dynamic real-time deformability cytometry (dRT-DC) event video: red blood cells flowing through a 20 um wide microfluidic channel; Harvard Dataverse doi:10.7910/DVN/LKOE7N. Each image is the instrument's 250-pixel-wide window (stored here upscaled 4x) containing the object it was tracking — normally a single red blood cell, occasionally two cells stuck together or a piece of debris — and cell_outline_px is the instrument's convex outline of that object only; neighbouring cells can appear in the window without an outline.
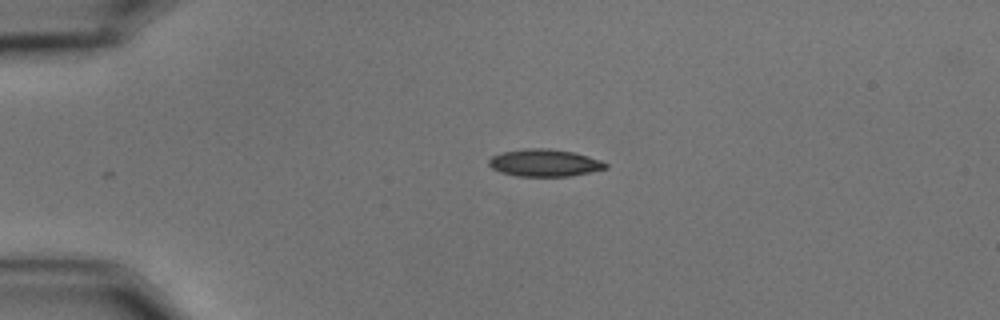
{"species": "common noctule bat (a hibernating species)", "species_latin": "Nyctalus noctula", "temperature_condition": "cold", "stored_images_in_passage": 45, "camera_frame_rate_fps": 3000, "um_per_image_px": 0.085, "animal": {"sex": "male", "body_mass_g": 15.6}, "frame": {"image": 1, "passage_image": 1, "time_ms": 0.0, "image_size_px": [1000, 320], "cell_outline_px": [[608, 168], [568, 176], [516, 176], [500, 172], [492, 168], [488, 164], [488, 160], [492, 156], [500, 152], [524, 148], [548, 148], [572, 152], [588, 156], [600, 160], [608, 164]], "centroid_in_image_um": [46.24, 13.83], "position_along_channel_um": 38.8, "area_um2": 18.55}}
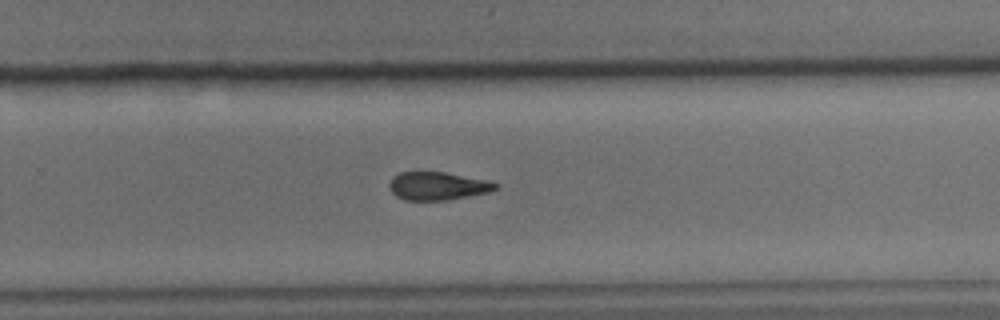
{"frame": {"image": 2, "passage_image": 26, "time_ms": 8.333, "image_size_px": [1000, 320], "cell_outline_px": [[500, 184], [496, 188], [488, 192], [444, 200], [404, 200], [396, 196], [388, 188], [388, 184], [392, 176], [400, 172], [444, 172], [484, 180]], "centroid_in_image_um": [37.12, 15.8], "position_along_channel_um": 292.7, "area_um2": 17.17}}
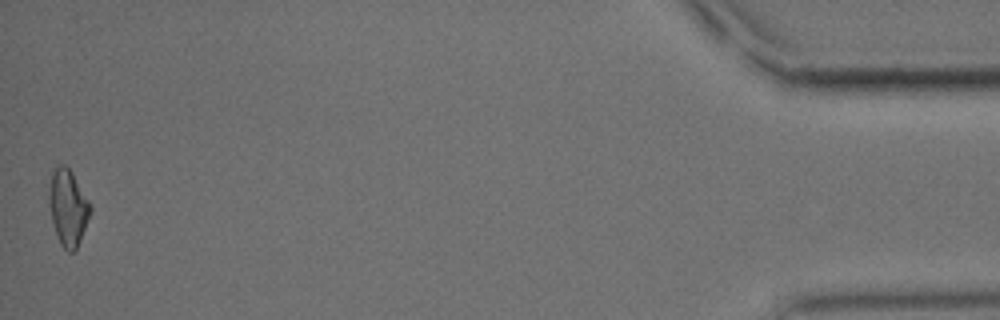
{"frame": {"image": 3, "passage_image": 45, "time_ms": 14.667, "image_size_px": [1000, 320], "cell_outline_px": [[92, 212], [76, 248], [72, 252], [68, 252], [60, 244], [56, 236], [52, 220], [48, 200], [48, 188], [52, 172], [56, 164], [64, 164], [72, 172], [88, 200], [92, 208]], "centroid_in_image_um": [5.76, 17.62], "position_along_channel_um": 429.4, "area_um2": 18.38}, "authors_computed_cell_mechanics": {"area_um2": 18.3804, "velocity_mm_per_s": 3.4949, "shape_relaxation_time_tau1_ms": 10.8492, "shape_relaxation_time_tau2_ms": 8.3127, "deformation_change_tau1": 0.2128, "deformation_change_tau2": 0.1613}}